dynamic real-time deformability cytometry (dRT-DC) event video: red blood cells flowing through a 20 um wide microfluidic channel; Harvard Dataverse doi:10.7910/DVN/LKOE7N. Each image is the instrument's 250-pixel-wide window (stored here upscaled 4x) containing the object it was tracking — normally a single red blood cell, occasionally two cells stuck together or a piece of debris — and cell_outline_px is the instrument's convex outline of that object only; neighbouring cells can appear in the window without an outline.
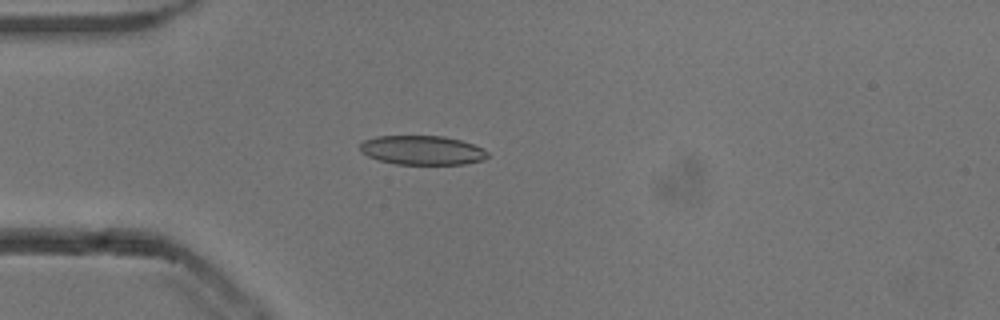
{"species": "common noctule bat (a hibernating species)", "species_latin": "Nyctalus noctula", "temperature_condition": "cold", "stored_images_in_passage": 43, "camera_frame_rate_fps": 3000, "um_per_image_px": 0.085, "animal": {"sex": "male", "body_mass_g": 13.3}, "frame": {"image": 1, "passage_image": 10, "time_ms": 3.0, "image_size_px": [1000, 320], "cell_outline_px": [[488, 156], [480, 160], [464, 164], [396, 164], [380, 160], [368, 156], [360, 152], [360, 144], [364, 140], [376, 136], [444, 136], [460, 140], [472, 144], [488, 152]], "centroid_in_image_um": [35.84, 12.76], "position_along_channel_um": 49.2, "area_um2": 21.5}}
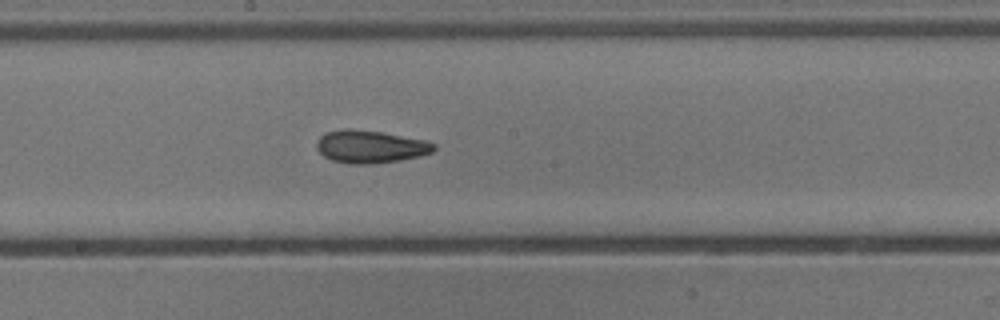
{"frame": {"image": 2, "passage_image": 24, "time_ms": 7.667, "image_size_px": [1000, 320], "cell_outline_px": [[436, 148], [432, 152], [420, 156], [400, 160], [372, 164], [352, 164], [332, 160], [324, 156], [316, 148], [316, 140], [324, 132], [348, 128], [380, 132], [424, 140], [436, 144]], "centroid_in_image_um": [31.45, 12.46], "position_along_channel_um": 216.7, "area_um2": 22.31}}
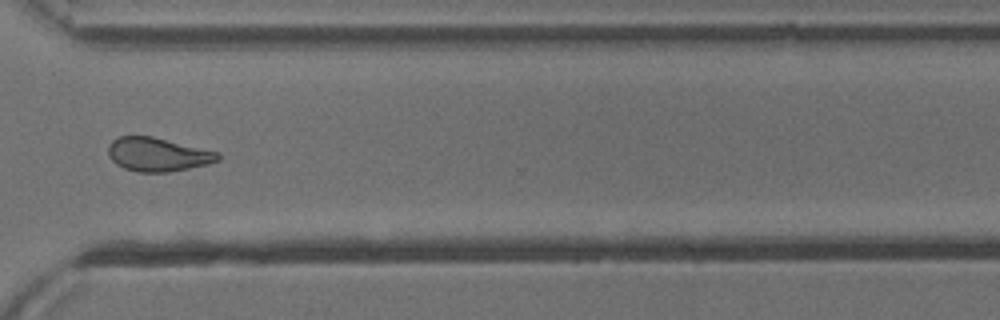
{"frame": {"image": 3, "passage_image": 35, "time_ms": 11.333, "image_size_px": [1000, 320], "cell_outline_px": [[220, 160], [208, 164], [168, 172], [136, 172], [124, 168], [116, 164], [108, 156], [108, 144], [112, 140], [120, 136], [152, 136], [220, 152]], "centroid_in_image_um": [13.4, 13.13], "position_along_channel_um": 357.2, "area_um2": 21.68}, "authors_computed_cell_mechanics": {"area_um2": 21.7328, "velocity_mm_per_s": 3.8354, "shape_relaxation_time_tau1_ms": 4.9676, "shape_relaxation_time_tau2_ms": 2.6482, "deformation_change_tau1": 0.115, "deformation_change_tau2": 0.0956}}